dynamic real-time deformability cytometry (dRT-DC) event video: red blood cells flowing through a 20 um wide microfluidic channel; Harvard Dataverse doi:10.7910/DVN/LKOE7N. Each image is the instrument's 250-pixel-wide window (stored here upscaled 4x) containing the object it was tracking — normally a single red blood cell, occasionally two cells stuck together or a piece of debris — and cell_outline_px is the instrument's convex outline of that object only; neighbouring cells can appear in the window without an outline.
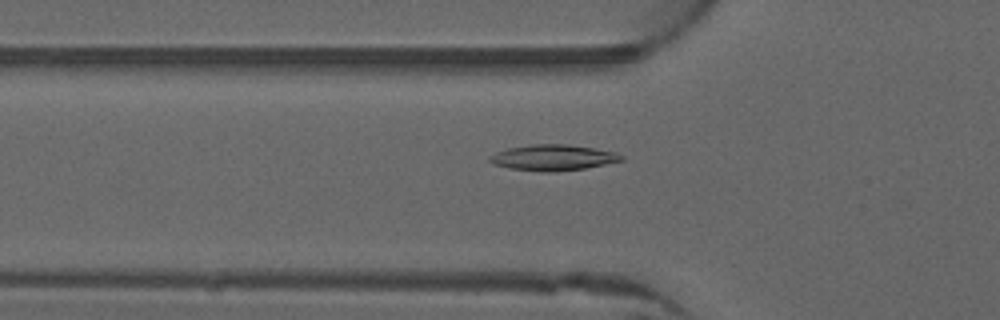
{"species": "common noctule bat (a hibernating species)", "species_latin": "Nyctalus noctula", "temperature_condition": "warm", "stored_images_in_passage": 43, "camera_frame_rate_fps": 3000, "um_per_image_px": 0.085, "animal": {"sex": "male", "forearm_length_mm": 52.5}, "frame": {"image": 1, "passage_image": 9, "time_ms": 2.667, "image_size_px": [1000, 320], "cell_outline_px": [[624, 160], [584, 168], [552, 172], [544, 172], [508, 168], [496, 164], [488, 160], [488, 156], [496, 152], [508, 148], [532, 144], [568, 144], [616, 152], [624, 156]], "centroid_in_image_um": [47.0, 13.39], "position_along_channel_um": 78.8, "area_um2": 19.71}}
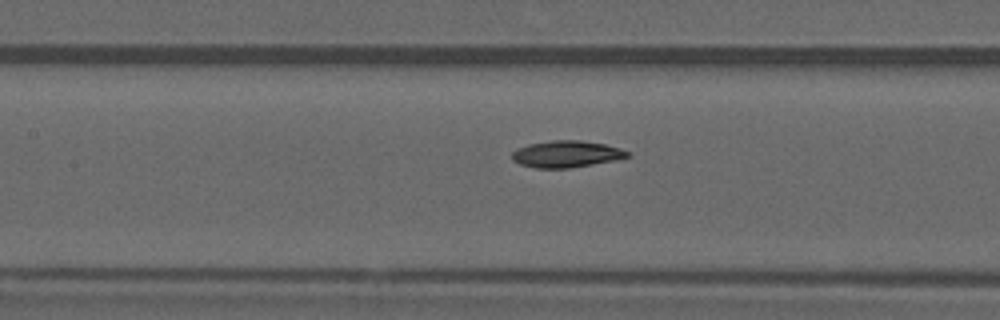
{"frame": {"image": 2, "passage_image": 15, "time_ms": 4.667, "image_size_px": [1000, 320], "cell_outline_px": [[632, 156], [592, 164], [568, 168], [536, 168], [520, 164], [512, 160], [512, 152], [516, 148], [528, 144], [552, 140], [580, 140], [604, 144], [620, 148], [628, 152]], "centroid_in_image_um": [48.1, 13.09], "position_along_channel_um": 159.3, "area_um2": 17.86}}
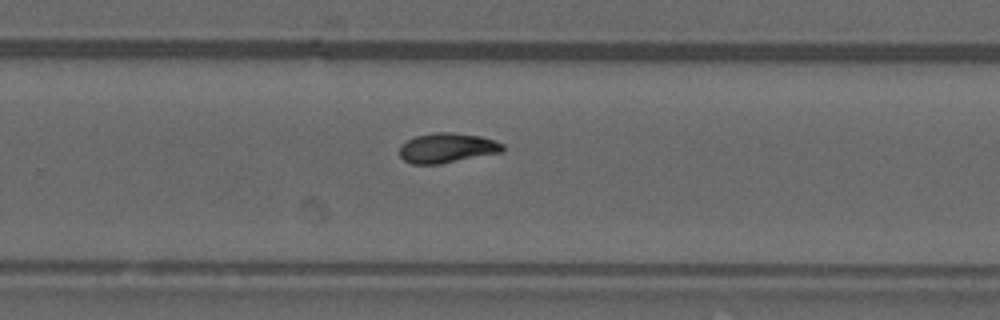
{"frame": {"image": 3, "passage_image": 25, "time_ms": 8.0, "image_size_px": [1000, 320], "cell_outline_px": [[504, 152], [440, 164], [412, 164], [404, 160], [400, 156], [400, 144], [416, 136], [436, 132], [452, 132], [480, 136], [504, 144]], "centroid_in_image_um": [38.01, 12.58], "position_along_channel_um": 291.8, "area_um2": 17.98}, "authors_computed_cell_mechanics": {"area_um2": 17.5712, "velocity_mm_per_s": 3.9963, "shape_relaxation_time_tau1_ms": null, "shape_relaxation_time_tau2_ms": 9.4133, "deformation_change_tau1": null, "deformation_change_tau2": 0.1406}}